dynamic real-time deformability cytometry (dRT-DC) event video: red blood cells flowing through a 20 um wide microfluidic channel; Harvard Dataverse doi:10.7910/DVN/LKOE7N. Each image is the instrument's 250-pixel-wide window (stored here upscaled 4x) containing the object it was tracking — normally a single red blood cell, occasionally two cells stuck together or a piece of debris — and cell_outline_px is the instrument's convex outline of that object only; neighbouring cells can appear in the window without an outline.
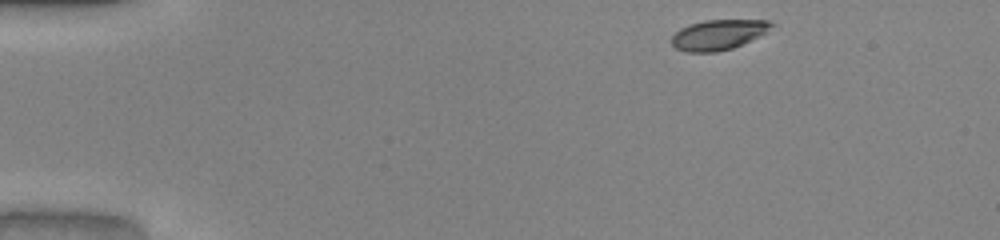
{"species": "common noctule bat (a hibernating species)", "species_latin": "Nyctalus noctula", "temperature_condition": "warm", "stored_images_in_passage": 9, "camera_frame_rate_fps": 3000, "um_per_image_px": 0.085, "animal": {"sex": "male", "body_mass_g": 20.0, "forearm_length_mm": 53.3}, "frame": {"image": 1, "passage_image": 1, "time_ms": 0.0, "image_size_px": [1000, 240], "cell_outline_px": [[776, 24], [764, 32], [732, 48], [716, 52], [684, 52], [676, 48], [672, 44], [672, 36], [680, 28], [704, 20], [768, 20]], "centroid_in_image_um": [61.01, 2.95], "position_along_channel_um": 24.0, "area_um2": 17.17}}